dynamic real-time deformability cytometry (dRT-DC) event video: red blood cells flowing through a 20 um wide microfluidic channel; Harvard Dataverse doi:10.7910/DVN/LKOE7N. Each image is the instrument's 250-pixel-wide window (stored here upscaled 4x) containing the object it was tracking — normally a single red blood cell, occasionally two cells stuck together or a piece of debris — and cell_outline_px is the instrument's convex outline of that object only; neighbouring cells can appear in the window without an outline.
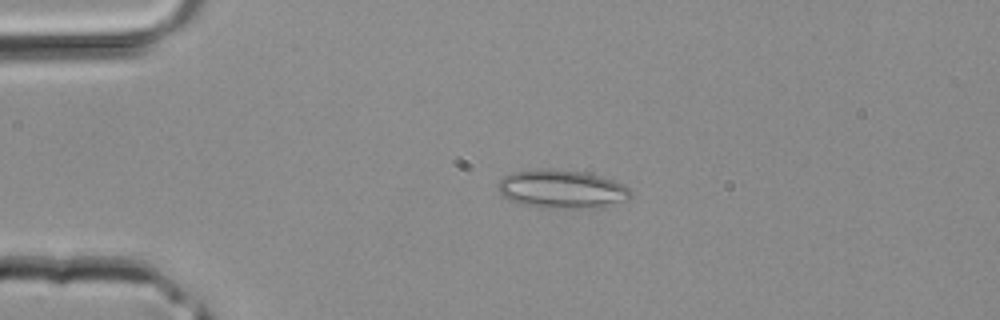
{"species": "common noctule bat (a hibernating species)", "species_latin": "Nyctalus noctula", "temperature_condition": "room temperature", "stored_images_in_passage": 33, "camera_frame_rate_fps": 3000, "um_per_image_px": 0.085, "animal": {"sex": "male", "body_mass_g": 20.4}, "frame": {"image": 1, "passage_image": 2, "time_ms": 0.333, "image_size_px": [1000, 320], "cell_outline_px": [[632, 196], [628, 200], [608, 204], [568, 208], [540, 208], [508, 200], [496, 188], [496, 184], [504, 176], [512, 172], [552, 168], [584, 172], [600, 176], [612, 180], [628, 188], [632, 192]], "centroid_in_image_um": [47.69, 16.06], "position_along_channel_um": 37.3, "area_um2": 29.3}}
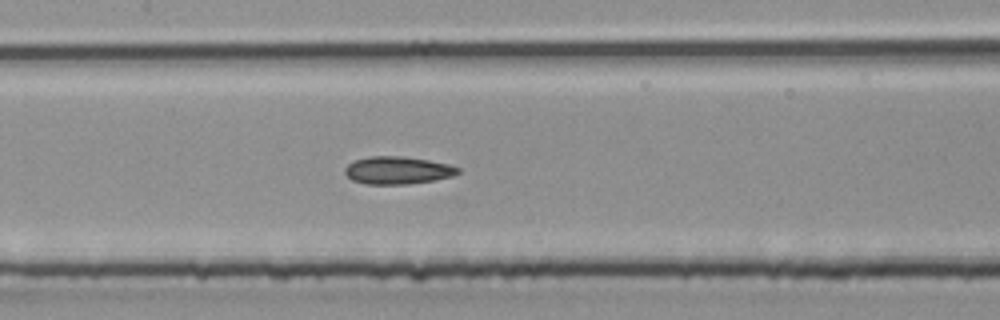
{"frame": {"image": 2, "passage_image": 12, "time_ms": 3.667, "image_size_px": [1000, 320], "cell_outline_px": [[460, 172], [452, 176], [432, 180], [408, 184], [368, 184], [352, 180], [344, 172], [344, 168], [352, 160], [368, 156], [404, 156], [428, 160], [448, 164], [460, 168]], "centroid_in_image_um": [33.76, 14.46], "position_along_channel_um": 173.6, "area_um2": 18.21}}
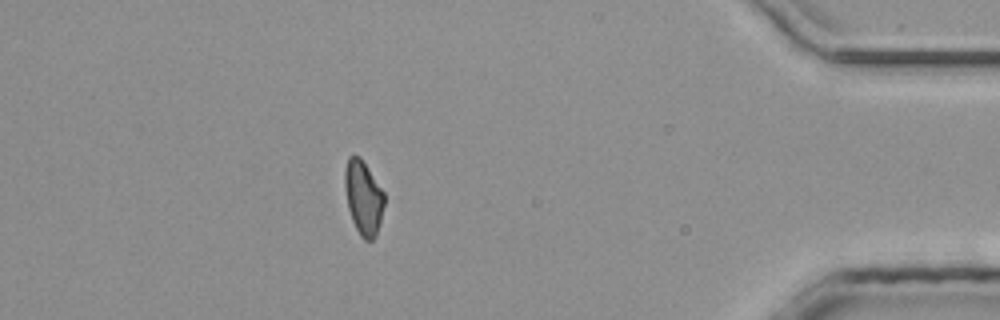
{"frame": {"image": 3, "passage_image": 28, "time_ms": 9.0, "image_size_px": [1000, 320], "cell_outline_px": [[384, 204], [376, 236], [372, 240], [364, 240], [360, 236], [352, 220], [348, 208], [344, 188], [344, 172], [348, 156], [360, 156], [384, 192]], "centroid_in_image_um": [30.87, 16.79], "position_along_channel_um": 404.3, "area_um2": 16.99}}